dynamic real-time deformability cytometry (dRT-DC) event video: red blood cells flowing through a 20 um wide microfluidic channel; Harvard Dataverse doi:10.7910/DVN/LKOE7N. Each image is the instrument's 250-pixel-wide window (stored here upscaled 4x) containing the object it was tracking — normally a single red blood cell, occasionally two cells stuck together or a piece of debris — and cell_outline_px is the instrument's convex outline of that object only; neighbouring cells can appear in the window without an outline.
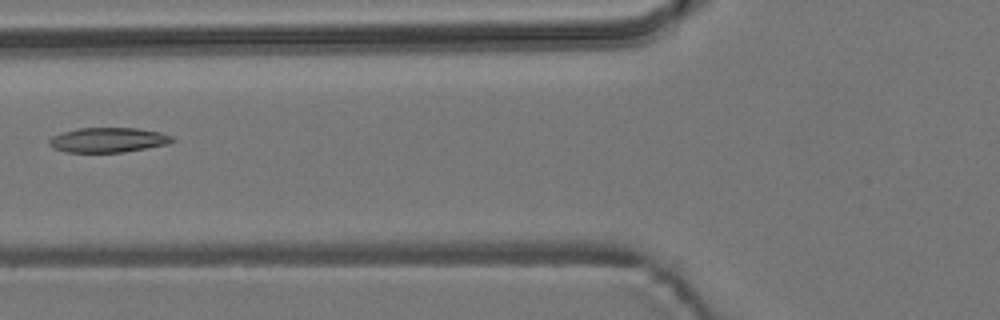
{"species": "common noctule bat (a hibernating species)", "species_latin": "Nyctalus noctula", "temperature_condition": "room temperature", "stored_images_in_passage": 6, "camera_frame_rate_fps": 3000, "um_per_image_px": 0.085, "animal": {"sex": "male", "body_mass_g": 19.2, "forearm_length_mm": 51.8}, "frame": {"image": 1, "passage_image": 6, "time_ms": 1.667, "image_size_px": [1000, 320], "cell_outline_px": [[176, 140], [168, 144], [124, 152], [68, 152], [56, 148], [48, 144], [48, 140], [52, 136], [76, 128], [136, 128], [160, 132], [172, 136]], "centroid_in_image_um": [9.21, 11.89], "position_along_channel_um": 116.6, "area_um2": 17.69}}